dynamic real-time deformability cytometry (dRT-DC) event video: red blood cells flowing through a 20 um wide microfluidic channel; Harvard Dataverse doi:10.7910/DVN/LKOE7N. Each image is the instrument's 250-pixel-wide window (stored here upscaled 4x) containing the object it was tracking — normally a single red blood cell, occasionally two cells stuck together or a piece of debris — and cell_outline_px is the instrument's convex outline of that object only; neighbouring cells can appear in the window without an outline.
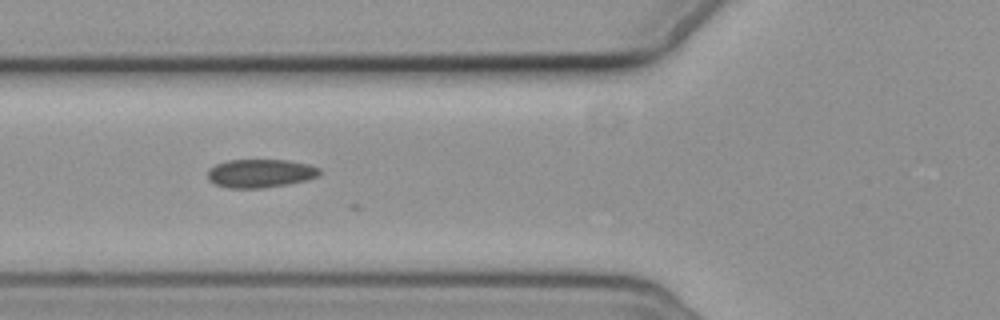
{"species": "common noctule bat (a hibernating species)", "species_latin": "Nyctalus noctula", "temperature_condition": "cold", "stored_images_in_passage": 11, "camera_frame_rate_fps": 3000, "um_per_image_px": 0.085, "animal": {"sex": "female", "body_mass_g": 19.3, "forearm_length_mm": 54.1}, "frame": {"image": 1, "passage_image": 6, "time_ms": 7.0, "image_size_px": [1000, 320], "cell_outline_px": [[320, 176], [308, 180], [288, 184], [260, 188], [228, 188], [216, 184], [208, 180], [208, 168], [216, 164], [228, 160], [288, 160], [308, 164], [320, 168]], "centroid_in_image_um": [22.14, 14.73], "position_along_channel_um": 103.7, "area_um2": 18.67}}
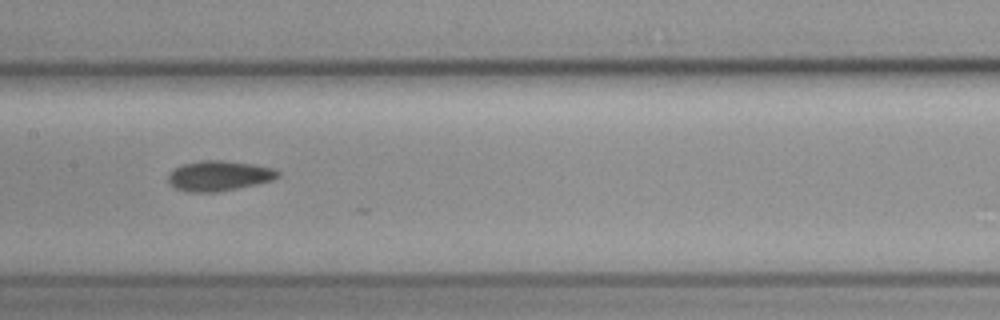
{"frame": {"image": 2, "passage_image": 8, "time_ms": 9.333, "image_size_px": [1000, 320], "cell_outline_px": [[280, 176], [272, 180], [220, 192], [188, 192], [176, 188], [168, 184], [168, 176], [176, 168], [184, 164], [200, 160], [220, 160], [256, 164], [272, 168], [280, 172]], "centroid_in_image_um": [18.62, 14.94], "position_along_channel_um": 188.8, "area_um2": 19.25}}
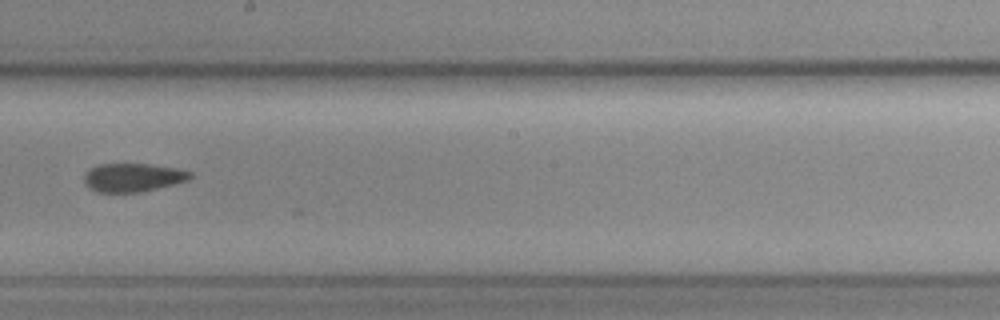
{"frame": {"image": 3, "passage_image": 9, "time_ms": 10.667, "image_size_px": [1000, 320], "cell_outline_px": [[192, 176], [188, 180], [144, 192], [96, 192], [88, 188], [84, 184], [84, 172], [88, 168], [100, 164], [148, 164], [176, 168], [192, 172]], "centroid_in_image_um": [11.25, 15.09], "position_along_channel_um": 237.0, "area_um2": 17.8}}